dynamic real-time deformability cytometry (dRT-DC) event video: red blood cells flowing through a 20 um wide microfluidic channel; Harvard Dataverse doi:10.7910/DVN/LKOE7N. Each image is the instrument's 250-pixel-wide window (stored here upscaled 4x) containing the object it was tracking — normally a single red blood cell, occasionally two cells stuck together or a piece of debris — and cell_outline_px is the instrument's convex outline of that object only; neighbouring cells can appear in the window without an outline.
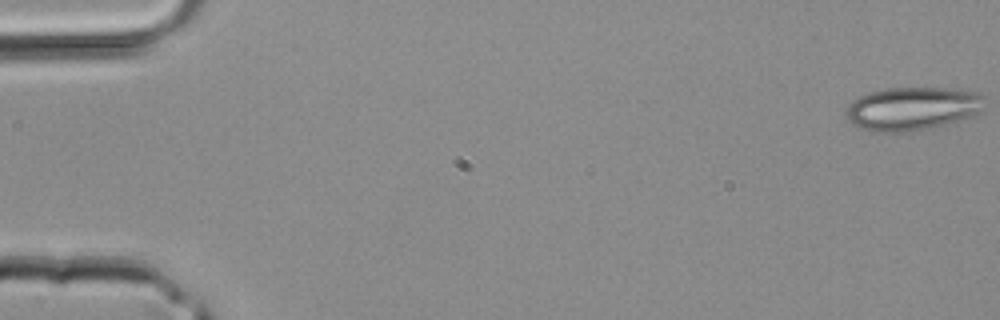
{"species": "common noctule bat (a hibernating species)", "species_latin": "Nyctalus noctula", "temperature_condition": "room temperature", "stored_images_in_passage": 40, "camera_frame_rate_fps": 3000, "um_per_image_px": 0.085, "animal": {"sex": "male", "body_mass_g": 20.4}, "frame": {"image": 1, "passage_image": 1, "time_ms": 0.0, "image_size_px": [1000, 320], "cell_outline_px": [[984, 108], [980, 112], [972, 116], [960, 120], [928, 128], [904, 132], [872, 132], [856, 128], [844, 116], [844, 112], [860, 96], [868, 92], [884, 88], [948, 88], [980, 92], [984, 96]], "centroid_in_image_um": [77.55, 9.23], "position_along_channel_um": 7.5, "area_um2": 35.26}}
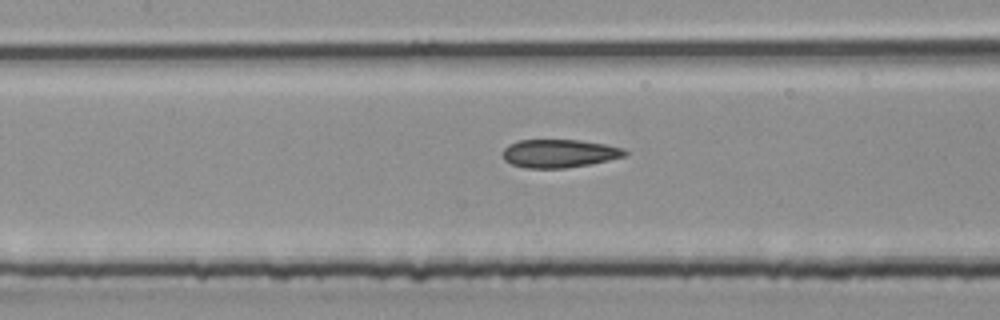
{"frame": {"image": 2, "passage_image": 19, "time_ms": 6.0, "image_size_px": [1000, 320], "cell_outline_px": [[628, 156], [592, 164], [564, 168], [524, 168], [512, 164], [504, 160], [504, 148], [508, 144], [520, 140], [580, 140], [604, 144], [624, 148], [628, 152]], "centroid_in_image_um": [47.58, 13.04], "position_along_channel_um": 159.8, "area_um2": 20.23}}
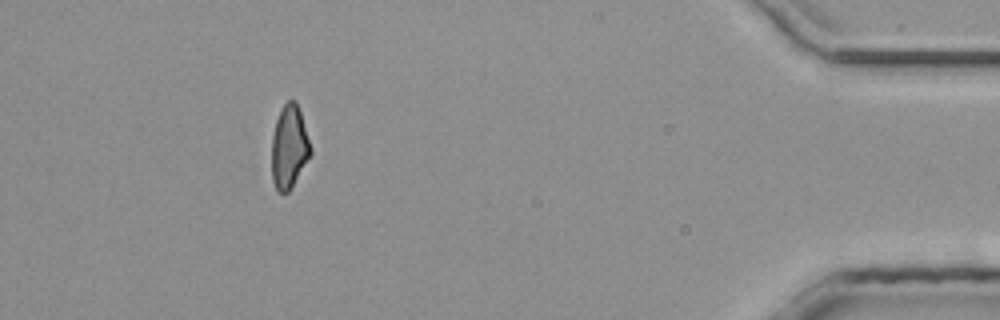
{"frame": {"image": 3, "passage_image": 37, "time_ms": 12.0, "image_size_px": [1000, 320], "cell_outline_px": [[312, 156], [292, 188], [288, 192], [276, 192], [272, 180], [272, 136], [276, 120], [284, 104], [288, 100], [296, 100], [312, 148]], "centroid_in_image_um": [24.6, 12.55], "position_along_channel_um": 410.6, "area_um2": 19.13}}